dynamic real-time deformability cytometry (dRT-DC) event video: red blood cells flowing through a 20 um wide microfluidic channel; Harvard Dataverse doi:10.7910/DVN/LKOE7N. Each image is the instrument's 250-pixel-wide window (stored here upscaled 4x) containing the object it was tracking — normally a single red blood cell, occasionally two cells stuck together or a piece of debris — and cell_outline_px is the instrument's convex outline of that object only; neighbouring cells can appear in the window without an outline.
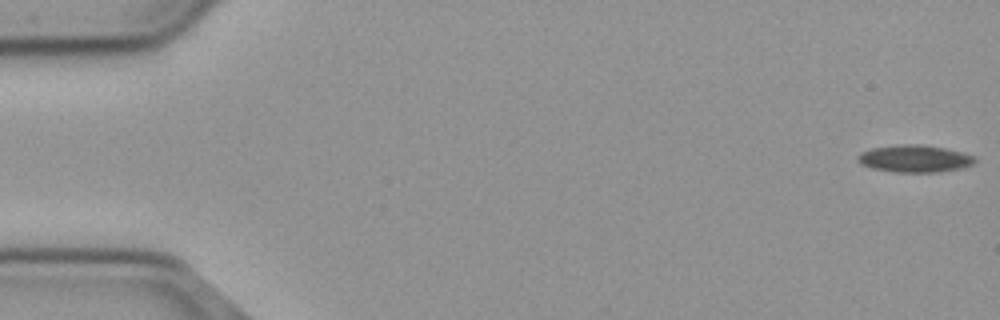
{"species": "common noctule bat (a hibernating species)", "species_latin": "Nyctalus noctula", "temperature_condition": "cold", "stored_images_in_passage": 56, "camera_frame_rate_fps": 3000, "um_per_image_px": 0.085, "animal": {"sex": "male", "body_mass_g": 23.1, "forearm_length_mm": 52.7}, "frame": {"image": 1, "passage_image": 1, "time_ms": 0.0, "image_size_px": [1000, 320], "cell_outline_px": [[976, 164], [964, 168], [940, 172], [896, 172], [872, 168], [860, 164], [856, 160], [856, 156], [860, 152], [872, 148], [900, 144], [920, 144], [944, 148], [976, 156]], "centroid_in_image_um": [77.76, 13.49], "position_along_channel_um": 7.2, "area_um2": 18.84}}
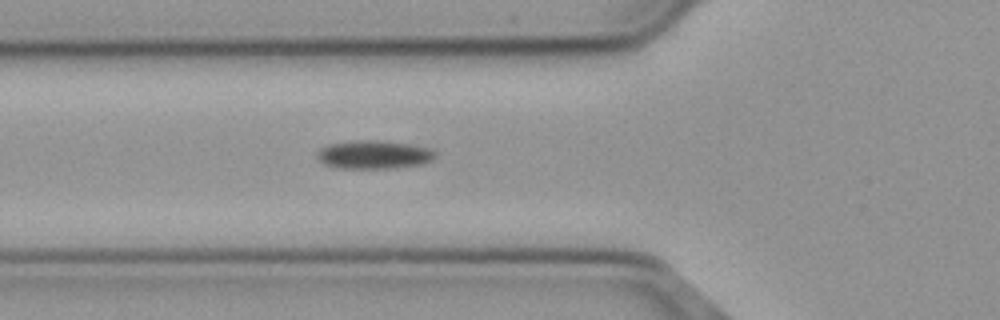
{"frame": {"image": 2, "passage_image": 20, "time_ms": 6.333, "image_size_px": [1000, 320], "cell_outline_px": [[436, 156], [432, 160], [424, 164], [396, 168], [336, 168], [324, 164], [316, 156], [316, 152], [320, 148], [328, 144], [356, 140], [380, 140], [408, 144], [428, 148], [436, 152]], "centroid_in_image_um": [31.77, 13.15], "position_along_channel_um": 94.0, "area_um2": 19.71}}
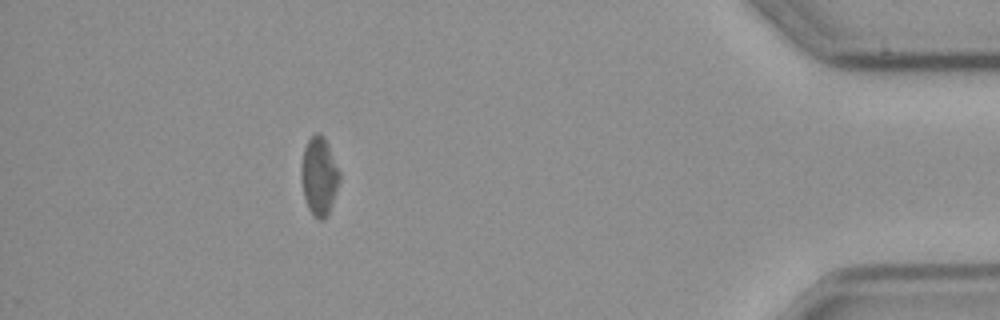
{"frame": {"image": 3, "passage_image": 50, "time_ms": 16.333, "image_size_px": [1000, 320], "cell_outline_px": [[340, 180], [328, 216], [324, 220], [320, 220], [312, 216], [308, 208], [304, 196], [300, 180], [300, 168], [304, 148], [308, 140], [316, 132], [320, 132], [324, 136], [328, 144], [340, 172]], "centroid_in_image_um": [27.11, 14.99], "position_along_channel_um": 408.1, "area_um2": 17.8}, "authors_computed_cell_mechanics": {"area_um2": 18.2648, "velocity_mm_per_s": 3.6933, "shape_relaxation_time_tau1_ms": 8.217, "shape_relaxation_time_tau2_ms": null, "deformation_change_tau1": 0.1261, "deformation_change_tau2": null}}